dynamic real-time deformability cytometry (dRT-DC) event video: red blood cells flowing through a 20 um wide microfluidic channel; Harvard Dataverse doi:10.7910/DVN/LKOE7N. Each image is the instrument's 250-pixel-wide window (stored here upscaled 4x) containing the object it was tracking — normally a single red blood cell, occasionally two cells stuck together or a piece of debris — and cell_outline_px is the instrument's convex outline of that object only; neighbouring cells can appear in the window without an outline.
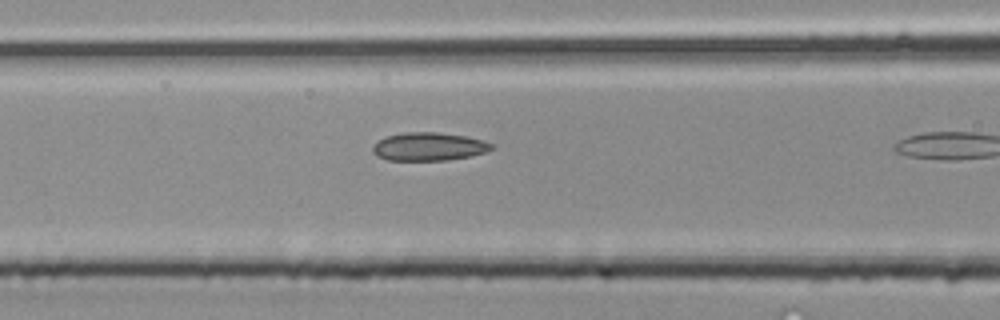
{"species": "common noctule bat (a hibernating species)", "species_latin": "Nyctalus noctula", "temperature_condition": "room temperature", "stored_images_in_passage": 8, "camera_frame_rate_fps": 3000, "um_per_image_px": 0.085, "animal": {"sex": "male", "body_mass_g": 20.4}, "frame": {"image": 1, "passage_image": 7, "time_ms": 2.0, "image_size_px": [1000, 320], "cell_outline_px": [[496, 148], [472, 156], [448, 160], [388, 160], [376, 156], [372, 152], [372, 148], [380, 140], [388, 136], [404, 132], [436, 132], [464, 136], [496, 144]], "centroid_in_image_um": [36.48, 12.47], "position_along_channel_um": 130.1, "area_um2": 19.48}}